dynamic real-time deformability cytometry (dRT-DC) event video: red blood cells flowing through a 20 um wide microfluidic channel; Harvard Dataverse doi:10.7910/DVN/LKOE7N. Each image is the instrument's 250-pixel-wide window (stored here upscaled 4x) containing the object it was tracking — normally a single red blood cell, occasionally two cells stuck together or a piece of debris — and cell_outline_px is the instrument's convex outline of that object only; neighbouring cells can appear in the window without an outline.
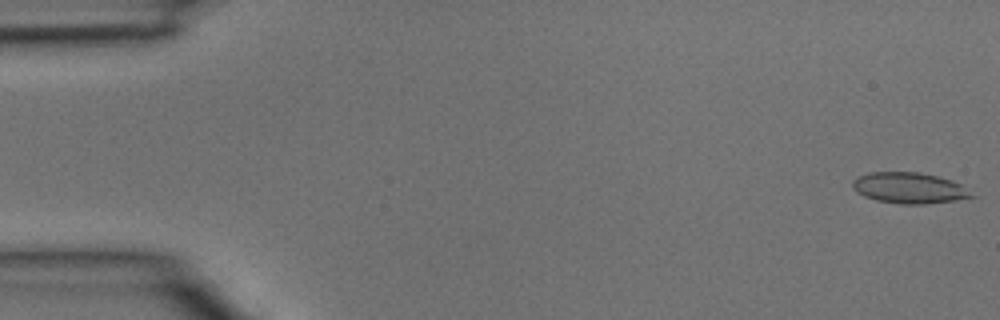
{"species": "common noctule bat (a hibernating species)", "species_latin": "Nyctalus noctula", "temperature_condition": "room temperature", "stored_images_in_passage": 11, "camera_frame_rate_fps": 3000, "um_per_image_px": 0.085, "animal": {"sex": "male", "body_mass_g": 15.6}, "frame": {"image": 1, "passage_image": 1, "time_ms": 0.0, "image_size_px": [1000, 320], "cell_outline_px": [[980, 196], [924, 204], [900, 204], [876, 200], [864, 196], [856, 192], [852, 188], [852, 180], [868, 172], [920, 172], [952, 180], [960, 184]], "centroid_in_image_um": [77.3, 15.98], "position_along_channel_um": 7.7, "area_um2": 21.56}}
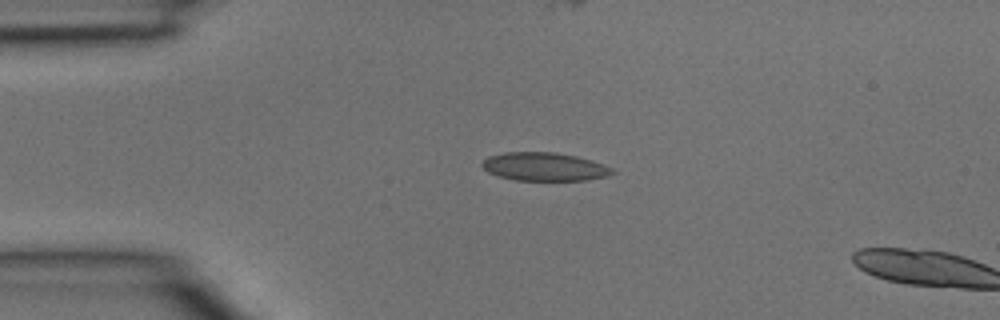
{"frame": {"image": 2, "passage_image": 9, "time_ms": 2.667, "image_size_px": [1000, 320], "cell_outline_px": [[616, 172], [608, 176], [588, 180], [516, 180], [500, 176], [488, 172], [480, 164], [488, 156], [504, 152], [556, 152], [576, 156], [592, 160], [604, 164], [612, 168]], "centroid_in_image_um": [46.3, 14.16], "position_along_channel_um": 38.7, "area_um2": 21.56}}